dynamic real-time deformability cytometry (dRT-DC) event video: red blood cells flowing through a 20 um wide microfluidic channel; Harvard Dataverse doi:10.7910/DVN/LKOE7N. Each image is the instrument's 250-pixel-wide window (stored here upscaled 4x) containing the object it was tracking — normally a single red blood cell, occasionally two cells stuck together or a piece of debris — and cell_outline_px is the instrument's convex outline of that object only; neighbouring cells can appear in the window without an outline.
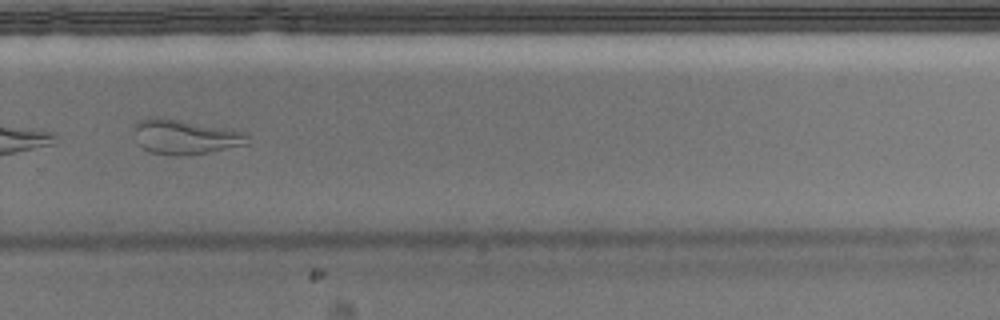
{"species": "Egyptian fruit bat (a non-hibernating species)", "species_latin": "Rousettus aegyptiacus", "temperature_condition": "warm", "stored_images_in_passage": 38, "camera_frame_rate_fps": 3000, "um_per_image_px": 0.085, "animal": {"sex": "male"}, "frame": {"image": 1, "passage_image": 27, "time_ms": 8.667, "image_size_px": [1000, 320], "cell_outline_px": [[248, 144], [208, 152], [184, 156], [168, 156], [152, 152], [136, 144], [132, 136], [132, 124], [136, 120], [152, 116], [164, 116], [248, 132]], "centroid_in_image_um": [15.63, 11.6], "position_along_channel_um": 314.2, "area_um2": 23.99}}